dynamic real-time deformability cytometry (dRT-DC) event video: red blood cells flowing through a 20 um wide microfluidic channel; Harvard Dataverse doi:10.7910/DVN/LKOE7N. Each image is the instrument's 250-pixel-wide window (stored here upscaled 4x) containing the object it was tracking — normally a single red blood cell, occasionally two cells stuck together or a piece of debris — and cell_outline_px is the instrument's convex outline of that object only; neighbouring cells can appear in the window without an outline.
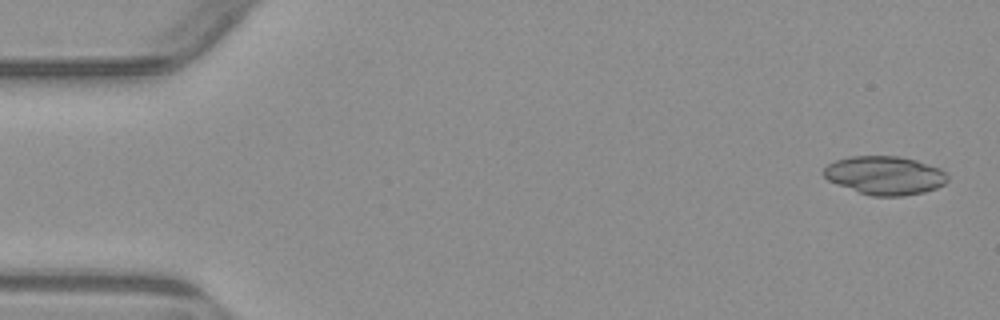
{"species": "common noctule bat (a hibernating species)", "species_latin": "Nyctalus noctula", "temperature_condition": "warm", "stored_images_in_passage": 3, "camera_frame_rate_fps": 3000, "um_per_image_px": 0.085, "animal": {"sex": "male", "body_mass_g": 23.1, "forearm_length_mm": 52.7}, "frame": {"image": 1, "passage_image": 3, "time_ms": 3.333, "image_size_px": [1000, 320], "cell_outline_px": [[948, 180], [944, 184], [936, 188], [924, 192], [904, 196], [872, 196], [860, 192], [828, 180], [824, 176], [824, 168], [828, 164], [836, 160], [852, 156], [900, 156], [916, 160], [940, 168], [948, 176]], "centroid_in_image_um": [75.24, 14.9], "position_along_channel_um": 9.8, "area_um2": 27.63}}